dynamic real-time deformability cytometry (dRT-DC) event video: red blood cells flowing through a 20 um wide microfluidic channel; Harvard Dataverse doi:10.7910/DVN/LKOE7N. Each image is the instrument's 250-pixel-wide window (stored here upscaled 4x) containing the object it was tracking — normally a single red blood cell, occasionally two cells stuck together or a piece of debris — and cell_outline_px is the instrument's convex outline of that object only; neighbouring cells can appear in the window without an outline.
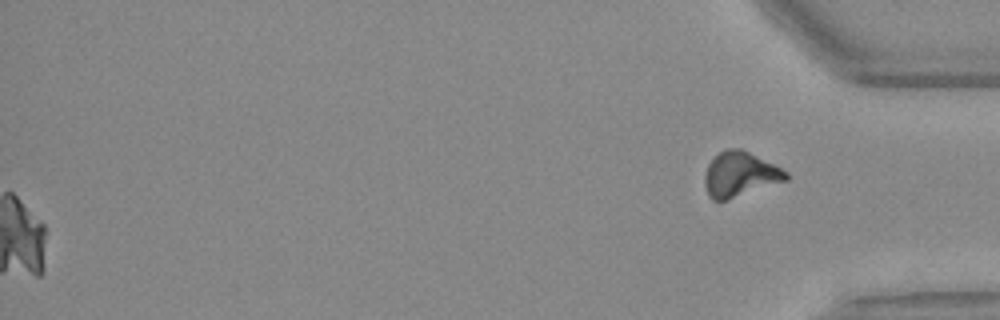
{"species": "Egyptian fruit bat (a non-hibernating species)", "species_latin": "Rousettus aegyptiacus", "temperature_condition": "warm", "stored_images_in_passage": 44, "camera_frame_rate_fps": 3000, "um_per_image_px": 0.085, "animal": {"sex": "female"}, "frame": {"image": 1, "passage_image": 44, "time_ms": 14.333, "image_size_px": [1000, 320], "cell_outline_px": [[788, 180], [724, 200], [712, 200], [708, 196], [704, 184], [704, 176], [708, 164], [720, 152], [728, 148], [740, 148], [788, 172]], "centroid_in_image_um": [62.87, 14.82], "position_along_channel_um": 372.3, "area_um2": 20.81}}